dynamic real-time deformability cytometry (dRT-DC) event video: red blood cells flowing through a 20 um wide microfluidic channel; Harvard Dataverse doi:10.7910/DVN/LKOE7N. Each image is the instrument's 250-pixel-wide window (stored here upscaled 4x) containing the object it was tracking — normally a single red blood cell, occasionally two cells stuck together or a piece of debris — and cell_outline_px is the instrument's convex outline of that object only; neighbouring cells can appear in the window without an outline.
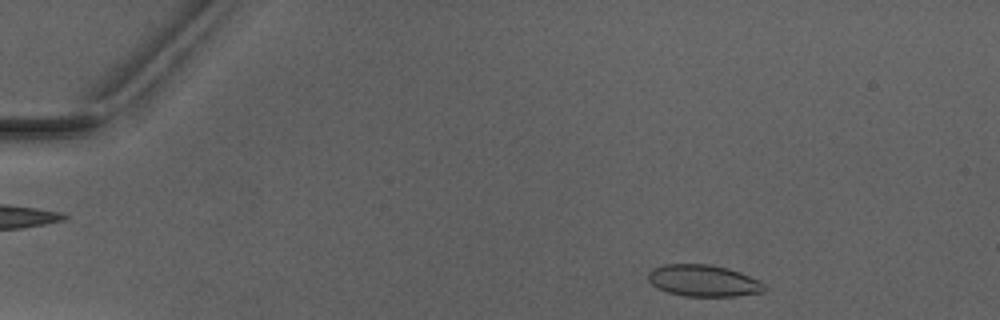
{"species": "Egyptian fruit bat (a non-hibernating species)", "species_latin": "Rousettus aegyptiacus", "temperature_condition": "warm", "stored_images_in_passage": 5, "camera_frame_rate_fps": 3000, "um_per_image_px": 0.085, "animal": {"sex": "male"}, "frame": {"image": 1, "passage_image": 2, "time_ms": 1.0, "image_size_px": [1000, 320], "cell_outline_px": [[764, 292], [736, 296], [684, 296], [668, 292], [656, 288], [648, 280], [648, 272], [652, 268], [664, 264], [708, 264], [728, 268], [740, 272], [764, 284]], "centroid_in_image_um": [59.74, 23.85], "position_along_channel_um": 25.3, "area_um2": 21.39}}